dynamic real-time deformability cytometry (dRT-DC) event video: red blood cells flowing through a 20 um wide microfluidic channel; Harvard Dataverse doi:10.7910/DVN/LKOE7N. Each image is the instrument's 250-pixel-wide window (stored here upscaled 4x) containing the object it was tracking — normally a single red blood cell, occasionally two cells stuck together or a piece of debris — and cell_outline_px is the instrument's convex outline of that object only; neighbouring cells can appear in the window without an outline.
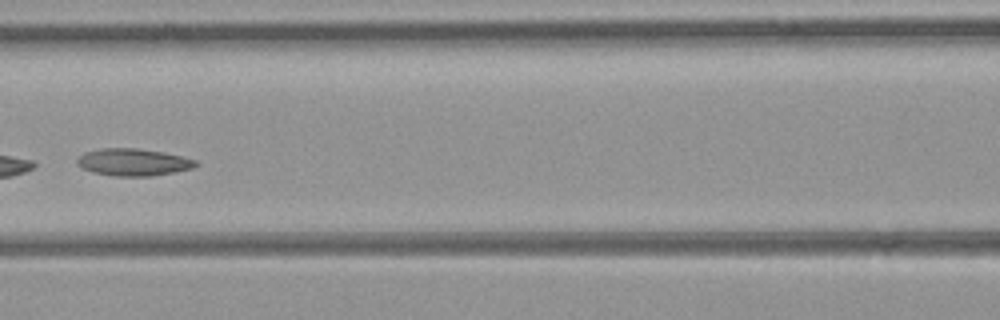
{"species": "common noctule bat (a hibernating species)", "species_latin": "Nyctalus noctula", "temperature_condition": "room temperature", "stored_images_in_passage": 47, "camera_frame_rate_fps": 3000, "um_per_image_px": 0.085, "animal": {"sex": "female", "body_mass_g": 21.9}, "frame": {"image": 1, "passage_image": 21, "time_ms": 6.667, "image_size_px": [1000, 320], "cell_outline_px": [[196, 164], [192, 168], [176, 172], [152, 176], [112, 176], [92, 172], [76, 164], [76, 160], [84, 152], [100, 148], [136, 148], [164, 152], [196, 160]], "centroid_in_image_um": [11.29, 13.78], "position_along_channel_um": 155.3, "area_um2": 18.79}}